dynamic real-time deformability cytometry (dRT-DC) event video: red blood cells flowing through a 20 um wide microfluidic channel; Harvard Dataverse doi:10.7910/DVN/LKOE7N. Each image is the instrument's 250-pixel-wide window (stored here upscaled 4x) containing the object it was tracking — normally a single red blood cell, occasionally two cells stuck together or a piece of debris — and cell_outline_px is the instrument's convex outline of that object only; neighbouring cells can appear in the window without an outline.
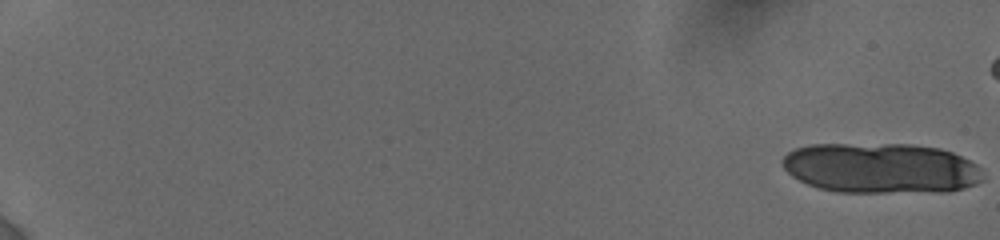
{"species": "human", "species_latin": "Homo sapiens", "temperature_condition": "cold", "stored_images_in_passage": 32, "camera_frame_rate_fps": 3000, "um_per_image_px": 0.085, "donor": {"sex": "female"}, "frame": {"image": 1, "passage_image": 1, "time_ms": 0.0, "image_size_px": [1000, 240], "cell_outline_px": [[984, 180], [976, 184], [964, 188], [948, 192], [836, 192], [820, 188], [808, 184], [792, 176], [780, 164], [780, 160], [788, 152], [796, 148], [808, 144], [912, 144], [940, 148], [952, 152], [976, 164], [980, 168]], "centroid_in_image_um": [74.88, 14.29], "position_along_channel_um": 10.1, "area_um2": 59.3}}